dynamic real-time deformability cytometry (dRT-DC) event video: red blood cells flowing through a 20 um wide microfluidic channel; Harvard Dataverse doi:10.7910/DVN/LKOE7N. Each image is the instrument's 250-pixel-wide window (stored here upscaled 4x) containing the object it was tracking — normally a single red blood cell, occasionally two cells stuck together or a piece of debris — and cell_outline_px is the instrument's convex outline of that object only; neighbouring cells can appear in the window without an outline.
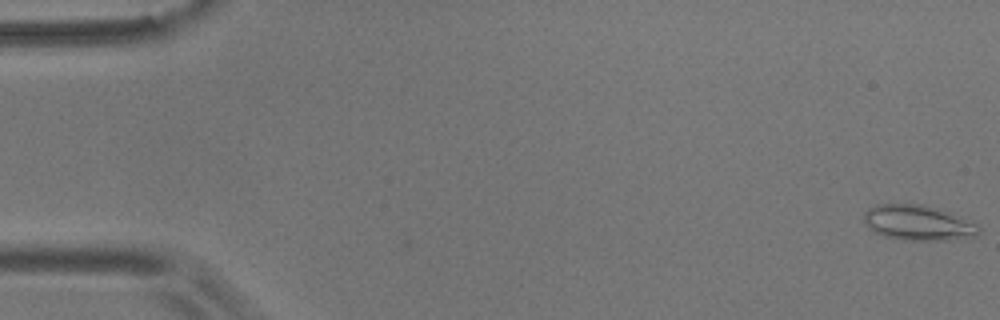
{"species": "common noctule bat (a hibernating species)", "species_latin": "Nyctalus noctula", "temperature_condition": "room temperature", "stored_images_in_passage": 55, "camera_frame_rate_fps": 3000, "um_per_image_px": 0.085, "animal": {"sex": "male", "body_mass_g": 17.9}, "frame": {"image": 1, "passage_image": 1, "time_ms": 0.0, "image_size_px": [1000, 320], "cell_outline_px": [[980, 232], [976, 236], [944, 240], [904, 240], [884, 236], [872, 232], [868, 228], [864, 220], [864, 212], [868, 208], [876, 204], [920, 204], [952, 212], [976, 224], [980, 228]], "centroid_in_image_um": [78.01, 18.93], "position_along_channel_um": 7.0, "area_um2": 23.7}}
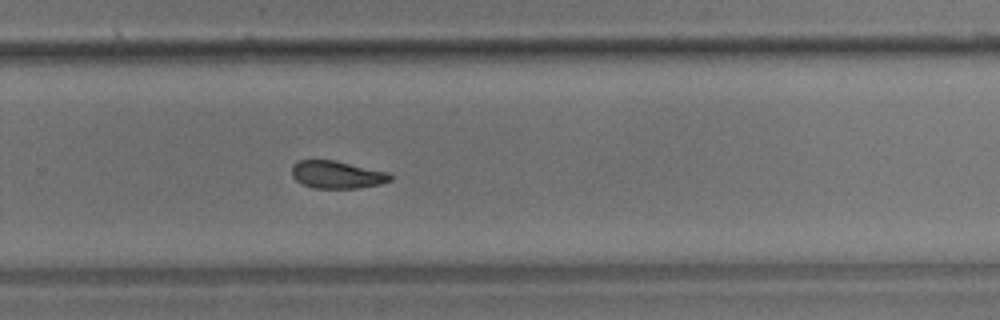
{"frame": {"image": 2, "passage_image": 37, "time_ms": 12.0, "image_size_px": [1000, 320], "cell_outline_px": [[392, 180], [380, 184], [356, 188], [312, 188], [300, 184], [292, 176], [292, 164], [300, 160], [332, 160], [388, 172], [392, 176]], "centroid_in_image_um": [28.61, 14.85], "position_along_channel_um": 301.2, "area_um2": 15.78}}
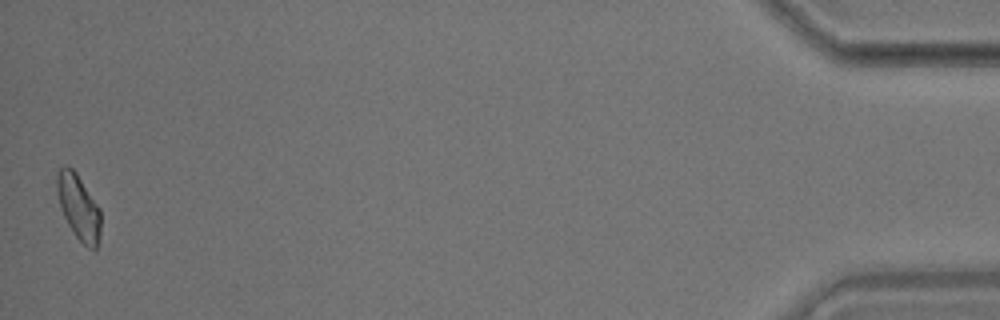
{"frame": {"image": 3, "passage_image": 55, "time_ms": 18.0, "image_size_px": [1000, 320], "cell_outline_px": [[100, 236], [96, 248], [88, 248], [76, 236], [68, 224], [60, 208], [56, 188], [56, 172], [64, 164], [72, 168], [76, 172], [100, 208]], "centroid_in_image_um": [6.66, 17.56], "position_along_channel_um": 428.5, "area_um2": 16.65}, "authors_computed_cell_mechanics": {"area_um2": 16.7042, "velocity_mm_per_s": 3.6366, "shape_relaxation_time_tau1_ms": 7.1673, "shape_relaxation_time_tau2_ms": 4.0871, "deformation_change_tau1": 0.1424, "deformation_change_tau2": 0.1084}}